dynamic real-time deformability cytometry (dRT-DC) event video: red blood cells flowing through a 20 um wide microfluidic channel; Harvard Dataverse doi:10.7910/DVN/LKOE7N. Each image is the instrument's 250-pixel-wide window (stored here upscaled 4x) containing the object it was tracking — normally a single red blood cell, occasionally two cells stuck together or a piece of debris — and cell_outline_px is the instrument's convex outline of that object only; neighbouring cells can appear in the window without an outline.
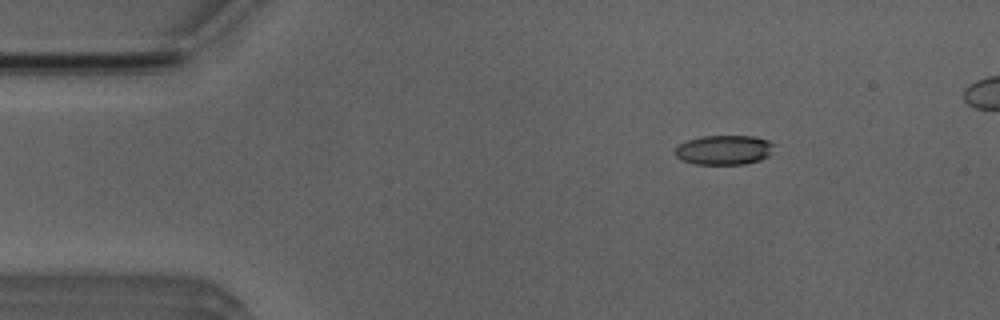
{"species": "Egyptian fruit bat (a non-hibernating species)", "species_latin": "Rousettus aegyptiacus", "temperature_condition": "room temperature", "stored_images_in_passage": 6, "camera_frame_rate_fps": 3000, "um_per_image_px": 0.085, "animal": {"sex": "male"}, "frame": {"image": 1, "passage_image": 3, "time_ms": 2.0, "image_size_px": [1000, 320], "cell_outline_px": [[776, 144], [772, 152], [768, 156], [760, 160], [744, 164], [696, 164], [680, 160], [672, 152], [680, 144], [688, 140], [704, 136], [752, 136], [768, 140]], "centroid_in_image_um": [61.55, 12.75], "position_along_channel_um": 23.4, "area_um2": 17.17}}